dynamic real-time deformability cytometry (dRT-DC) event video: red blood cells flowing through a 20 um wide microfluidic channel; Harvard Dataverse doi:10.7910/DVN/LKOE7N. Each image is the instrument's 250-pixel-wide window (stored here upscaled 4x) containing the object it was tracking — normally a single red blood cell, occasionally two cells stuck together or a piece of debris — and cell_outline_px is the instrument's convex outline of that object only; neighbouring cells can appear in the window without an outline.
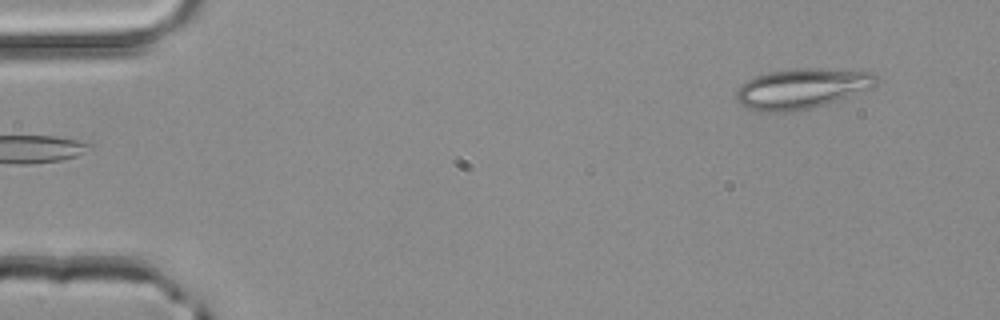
{"species": "common noctule bat (a hibernating species)", "species_latin": "Nyctalus noctula", "temperature_condition": "room temperature", "stored_images_in_passage": 2, "camera_frame_rate_fps": 3000, "um_per_image_px": 0.085, "animal": {"sex": "male", "body_mass_g": 20.4}, "frame": {"image": 1, "passage_image": 2, "time_ms": 0.333, "image_size_px": [1000, 320], "cell_outline_px": [[880, 80], [876, 88], [812, 108], [792, 112], [760, 112], [748, 108], [740, 104], [736, 96], [736, 88], [744, 80], [756, 76], [772, 72], [792, 68], [816, 68], [872, 72]], "centroid_in_image_um": [68.18, 7.53], "position_along_channel_um": 16.8, "area_um2": 33.29}}